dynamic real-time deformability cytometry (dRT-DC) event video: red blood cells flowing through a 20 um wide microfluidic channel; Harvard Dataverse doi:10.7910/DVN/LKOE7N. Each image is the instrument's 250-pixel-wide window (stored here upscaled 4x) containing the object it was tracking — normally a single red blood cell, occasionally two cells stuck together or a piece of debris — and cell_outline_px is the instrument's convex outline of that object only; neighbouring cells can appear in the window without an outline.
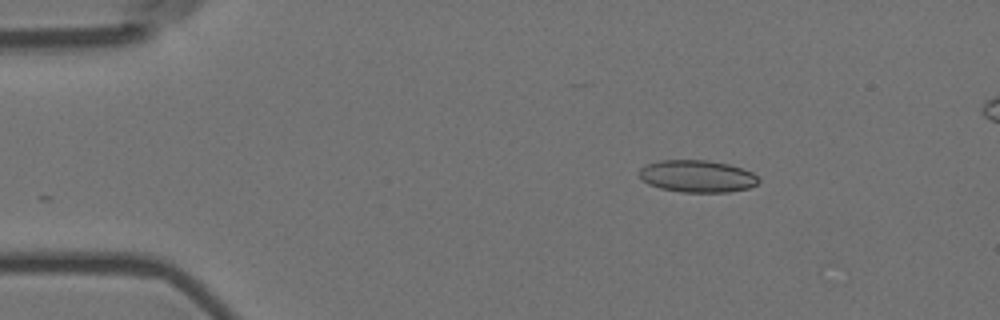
{"species": "Egyptian fruit bat (a non-hibernating species)", "species_latin": "Rousettus aegyptiacus", "temperature_condition": "room temperature", "stored_images_in_passage": 5, "segment_of_instrument_passage": [1, 2], "camera_frame_rate_fps": 3000, "um_per_image_px": 0.085, "animal": {"sex": "female"}, "frame": {"image": 1, "passage_image": 2, "time_ms": 0.333, "image_size_px": [1000, 320], "cell_outline_px": [[760, 180], [756, 184], [748, 188], [728, 192], [680, 192], [660, 188], [648, 184], [640, 176], [640, 168], [648, 164], [660, 160], [708, 160], [728, 164], [752, 172]], "centroid_in_image_um": [59.26, 14.98], "position_along_channel_um": 25.7, "area_um2": 22.2}}